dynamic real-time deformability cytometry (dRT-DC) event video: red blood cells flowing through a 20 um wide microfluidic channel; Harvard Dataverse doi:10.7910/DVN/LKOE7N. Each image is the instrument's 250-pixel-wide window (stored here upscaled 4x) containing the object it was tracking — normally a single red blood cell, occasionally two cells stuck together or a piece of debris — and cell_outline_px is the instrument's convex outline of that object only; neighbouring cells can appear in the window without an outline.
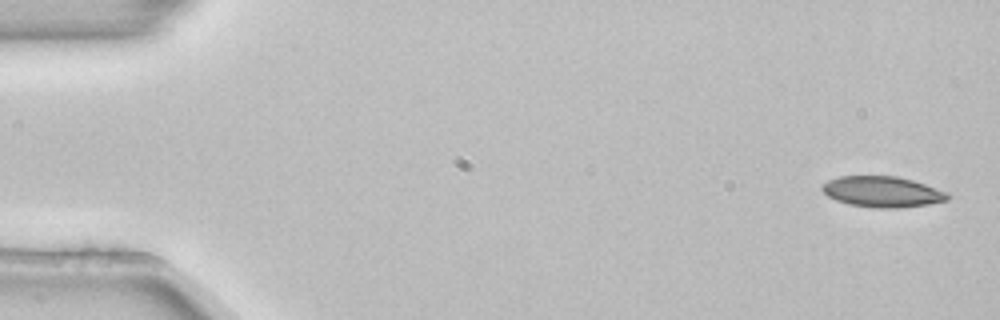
{"species": "common noctule bat (a hibernating species)", "species_latin": "Nyctalus noctula", "temperature_condition": "room temperature", "stored_images_in_passage": 4, "segment_of_instrument_passage": [1, 2], "camera_frame_rate_fps": 3000, "um_per_image_px": 0.085, "animal": {"sex": "female", "body_mass_g": 22.7, "forearm_length_mm": 54.2}, "frame": {"image": 1, "passage_image": 1, "time_ms": 0.0, "image_size_px": [1000, 320], "cell_outline_px": [[952, 196], [948, 200], [928, 204], [900, 208], [876, 208], [848, 204], [836, 200], [828, 196], [820, 188], [828, 180], [840, 176], [896, 176], [912, 180], [948, 192]], "centroid_in_image_um": [75.02, 16.3], "position_along_channel_um": 10.0, "area_um2": 22.54}}